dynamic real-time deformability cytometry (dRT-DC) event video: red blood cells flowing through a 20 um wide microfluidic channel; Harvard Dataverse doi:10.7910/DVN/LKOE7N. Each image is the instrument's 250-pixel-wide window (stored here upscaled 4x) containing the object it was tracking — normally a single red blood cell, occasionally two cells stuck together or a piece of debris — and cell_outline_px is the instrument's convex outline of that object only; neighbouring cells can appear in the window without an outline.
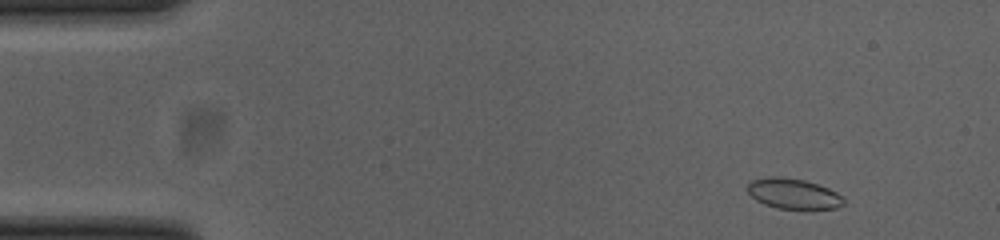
{"species": "common noctule bat (a hibernating species)", "species_latin": "Nyctalus noctula", "temperature_condition": "cold", "stored_images_in_passage": 51, "camera_frame_rate_fps": 3000, "um_per_image_px": 0.085, "animal": {"sex": "female", "body_mass_g": 23.0, "forearm_length_mm": 53.4}, "frame": {"image": 1, "passage_image": 3, "time_ms": 0.667, "image_size_px": [1000, 240], "cell_outline_px": [[844, 204], [836, 208], [776, 208], [764, 204], [756, 200], [748, 192], [748, 184], [752, 180], [768, 176], [780, 176], [804, 180], [828, 188], [844, 196]], "centroid_in_image_um": [67.43, 16.45], "position_along_channel_um": 17.6, "area_um2": 16.88}}
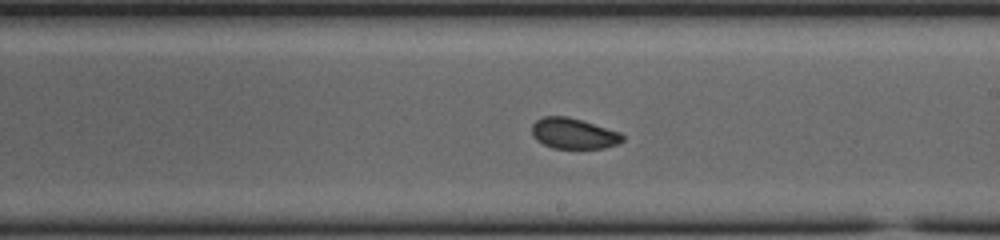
{"frame": {"image": 2, "passage_image": 28, "time_ms": 9.0, "image_size_px": [1000, 240], "cell_outline_px": [[624, 140], [616, 144], [604, 148], [552, 148], [536, 140], [532, 136], [532, 124], [536, 120], [544, 116], [568, 116], [620, 132], [624, 136]], "centroid_in_image_um": [48.73, 11.34], "position_along_channel_um": 240.3, "area_um2": 16.18}}
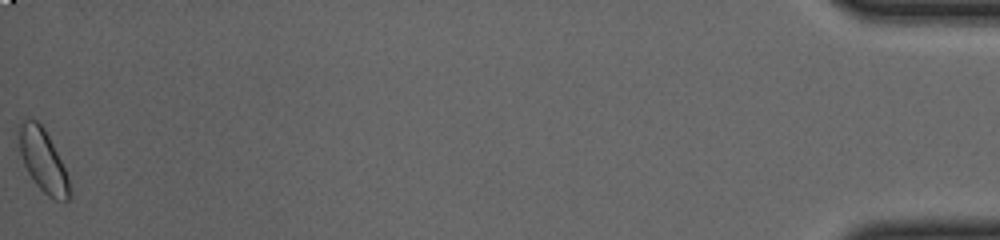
{"frame": {"image": 3, "passage_image": 51, "time_ms": 16.667, "image_size_px": [1000, 240], "cell_outline_px": [[72, 196], [68, 200], [56, 200], [48, 196], [36, 184], [28, 172], [24, 164], [20, 152], [20, 124], [24, 120], [36, 120], [44, 128], [64, 168], [68, 180]], "centroid_in_image_um": [3.67, 13.7], "position_along_channel_um": 431.5, "area_um2": 17.74}, "authors_computed_cell_mechanics": {"area_um2": 16.8776, "velocity_mm_per_s": 3.8293, "shape_relaxation_time_tau1_ms": null, "shape_relaxation_time_tau2_ms": 2.5221, "deformation_change_tau1": null, "deformation_change_tau2": 0.0592}}